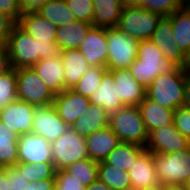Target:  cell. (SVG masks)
Segmentation results:
<instances>
[{
  "instance_id": "cell-1",
  "label": "cell",
  "mask_w": 190,
  "mask_h": 190,
  "mask_svg": "<svg viewBox=\"0 0 190 190\" xmlns=\"http://www.w3.org/2000/svg\"><path fill=\"white\" fill-rule=\"evenodd\" d=\"M6 47L11 66L15 69L32 68L41 59L56 57L60 54L56 42L38 41L17 23L12 28Z\"/></svg>"
},
{
  "instance_id": "cell-2",
  "label": "cell",
  "mask_w": 190,
  "mask_h": 190,
  "mask_svg": "<svg viewBox=\"0 0 190 190\" xmlns=\"http://www.w3.org/2000/svg\"><path fill=\"white\" fill-rule=\"evenodd\" d=\"M185 77L183 70L175 66L153 79L146 96L169 109L185 106Z\"/></svg>"
},
{
  "instance_id": "cell-3",
  "label": "cell",
  "mask_w": 190,
  "mask_h": 190,
  "mask_svg": "<svg viewBox=\"0 0 190 190\" xmlns=\"http://www.w3.org/2000/svg\"><path fill=\"white\" fill-rule=\"evenodd\" d=\"M175 65L165 59L161 50L151 40H141L137 58L128 68L133 78L146 89L158 75L168 72Z\"/></svg>"
},
{
  "instance_id": "cell-4",
  "label": "cell",
  "mask_w": 190,
  "mask_h": 190,
  "mask_svg": "<svg viewBox=\"0 0 190 190\" xmlns=\"http://www.w3.org/2000/svg\"><path fill=\"white\" fill-rule=\"evenodd\" d=\"M109 127L121 143H134L146 147L149 132L138 106H124L111 113Z\"/></svg>"
},
{
  "instance_id": "cell-5",
  "label": "cell",
  "mask_w": 190,
  "mask_h": 190,
  "mask_svg": "<svg viewBox=\"0 0 190 190\" xmlns=\"http://www.w3.org/2000/svg\"><path fill=\"white\" fill-rule=\"evenodd\" d=\"M158 180L164 185H183L190 178V147L182 152L152 153Z\"/></svg>"
},
{
  "instance_id": "cell-6",
  "label": "cell",
  "mask_w": 190,
  "mask_h": 190,
  "mask_svg": "<svg viewBox=\"0 0 190 190\" xmlns=\"http://www.w3.org/2000/svg\"><path fill=\"white\" fill-rule=\"evenodd\" d=\"M163 17L143 7L124 6L117 28L124 31L130 38L141 40L151 39L154 30Z\"/></svg>"
},
{
  "instance_id": "cell-7",
  "label": "cell",
  "mask_w": 190,
  "mask_h": 190,
  "mask_svg": "<svg viewBox=\"0 0 190 190\" xmlns=\"http://www.w3.org/2000/svg\"><path fill=\"white\" fill-rule=\"evenodd\" d=\"M107 70L128 69L137 58L140 41L117 27L107 28Z\"/></svg>"
},
{
  "instance_id": "cell-8",
  "label": "cell",
  "mask_w": 190,
  "mask_h": 190,
  "mask_svg": "<svg viewBox=\"0 0 190 190\" xmlns=\"http://www.w3.org/2000/svg\"><path fill=\"white\" fill-rule=\"evenodd\" d=\"M52 159L56 170H63L67 166L89 158L86 138L69 127V129L52 143Z\"/></svg>"
},
{
  "instance_id": "cell-9",
  "label": "cell",
  "mask_w": 190,
  "mask_h": 190,
  "mask_svg": "<svg viewBox=\"0 0 190 190\" xmlns=\"http://www.w3.org/2000/svg\"><path fill=\"white\" fill-rule=\"evenodd\" d=\"M17 99L35 106L53 103L55 94L46 86L32 68H18Z\"/></svg>"
},
{
  "instance_id": "cell-10",
  "label": "cell",
  "mask_w": 190,
  "mask_h": 190,
  "mask_svg": "<svg viewBox=\"0 0 190 190\" xmlns=\"http://www.w3.org/2000/svg\"><path fill=\"white\" fill-rule=\"evenodd\" d=\"M189 147L190 141L171 124L151 131L145 148L155 154H169Z\"/></svg>"
},
{
  "instance_id": "cell-11",
  "label": "cell",
  "mask_w": 190,
  "mask_h": 190,
  "mask_svg": "<svg viewBox=\"0 0 190 190\" xmlns=\"http://www.w3.org/2000/svg\"><path fill=\"white\" fill-rule=\"evenodd\" d=\"M35 105L16 99L0 110V122L18 136L32 132Z\"/></svg>"
},
{
  "instance_id": "cell-12",
  "label": "cell",
  "mask_w": 190,
  "mask_h": 190,
  "mask_svg": "<svg viewBox=\"0 0 190 190\" xmlns=\"http://www.w3.org/2000/svg\"><path fill=\"white\" fill-rule=\"evenodd\" d=\"M109 71L117 85V110L124 106H138L146 97L147 89L133 78L128 69Z\"/></svg>"
},
{
  "instance_id": "cell-13",
  "label": "cell",
  "mask_w": 190,
  "mask_h": 190,
  "mask_svg": "<svg viewBox=\"0 0 190 190\" xmlns=\"http://www.w3.org/2000/svg\"><path fill=\"white\" fill-rule=\"evenodd\" d=\"M68 129L69 126L59 117L53 104L35 107L32 133L40 135L52 143L65 134Z\"/></svg>"
},
{
  "instance_id": "cell-14",
  "label": "cell",
  "mask_w": 190,
  "mask_h": 190,
  "mask_svg": "<svg viewBox=\"0 0 190 190\" xmlns=\"http://www.w3.org/2000/svg\"><path fill=\"white\" fill-rule=\"evenodd\" d=\"M19 163H53L52 144L42 136L27 133L18 137Z\"/></svg>"
},
{
  "instance_id": "cell-15",
  "label": "cell",
  "mask_w": 190,
  "mask_h": 190,
  "mask_svg": "<svg viewBox=\"0 0 190 190\" xmlns=\"http://www.w3.org/2000/svg\"><path fill=\"white\" fill-rule=\"evenodd\" d=\"M52 104L62 121L71 127L89 108L91 102L89 98L74 90L65 89L61 93L55 94Z\"/></svg>"
},
{
  "instance_id": "cell-16",
  "label": "cell",
  "mask_w": 190,
  "mask_h": 190,
  "mask_svg": "<svg viewBox=\"0 0 190 190\" xmlns=\"http://www.w3.org/2000/svg\"><path fill=\"white\" fill-rule=\"evenodd\" d=\"M78 49L90 67H106L107 29L92 27Z\"/></svg>"
},
{
  "instance_id": "cell-17",
  "label": "cell",
  "mask_w": 190,
  "mask_h": 190,
  "mask_svg": "<svg viewBox=\"0 0 190 190\" xmlns=\"http://www.w3.org/2000/svg\"><path fill=\"white\" fill-rule=\"evenodd\" d=\"M151 40L161 50L165 59L181 67L184 54L176 44L171 21L167 17H163L158 23Z\"/></svg>"
},
{
  "instance_id": "cell-18",
  "label": "cell",
  "mask_w": 190,
  "mask_h": 190,
  "mask_svg": "<svg viewBox=\"0 0 190 190\" xmlns=\"http://www.w3.org/2000/svg\"><path fill=\"white\" fill-rule=\"evenodd\" d=\"M132 190H142L159 183L152 152L145 150L128 171Z\"/></svg>"
},
{
  "instance_id": "cell-19",
  "label": "cell",
  "mask_w": 190,
  "mask_h": 190,
  "mask_svg": "<svg viewBox=\"0 0 190 190\" xmlns=\"http://www.w3.org/2000/svg\"><path fill=\"white\" fill-rule=\"evenodd\" d=\"M121 142L113 130L107 126L86 137V146L91 160L102 162Z\"/></svg>"
},
{
  "instance_id": "cell-20",
  "label": "cell",
  "mask_w": 190,
  "mask_h": 190,
  "mask_svg": "<svg viewBox=\"0 0 190 190\" xmlns=\"http://www.w3.org/2000/svg\"><path fill=\"white\" fill-rule=\"evenodd\" d=\"M32 69L54 94L65 90L64 67L60 55L41 59Z\"/></svg>"
},
{
  "instance_id": "cell-21",
  "label": "cell",
  "mask_w": 190,
  "mask_h": 190,
  "mask_svg": "<svg viewBox=\"0 0 190 190\" xmlns=\"http://www.w3.org/2000/svg\"><path fill=\"white\" fill-rule=\"evenodd\" d=\"M17 24L38 41L56 42L57 27L36 11L24 12Z\"/></svg>"
},
{
  "instance_id": "cell-22",
  "label": "cell",
  "mask_w": 190,
  "mask_h": 190,
  "mask_svg": "<svg viewBox=\"0 0 190 190\" xmlns=\"http://www.w3.org/2000/svg\"><path fill=\"white\" fill-rule=\"evenodd\" d=\"M138 108L149 133L157 128L173 124L175 109L163 107L147 96L138 105Z\"/></svg>"
},
{
  "instance_id": "cell-23",
  "label": "cell",
  "mask_w": 190,
  "mask_h": 190,
  "mask_svg": "<svg viewBox=\"0 0 190 190\" xmlns=\"http://www.w3.org/2000/svg\"><path fill=\"white\" fill-rule=\"evenodd\" d=\"M64 67L65 89H72L90 67L79 49L60 50Z\"/></svg>"
},
{
  "instance_id": "cell-24",
  "label": "cell",
  "mask_w": 190,
  "mask_h": 190,
  "mask_svg": "<svg viewBox=\"0 0 190 190\" xmlns=\"http://www.w3.org/2000/svg\"><path fill=\"white\" fill-rule=\"evenodd\" d=\"M110 115L101 106L90 104L89 108L71 126L74 132L87 137L93 132L109 126Z\"/></svg>"
},
{
  "instance_id": "cell-25",
  "label": "cell",
  "mask_w": 190,
  "mask_h": 190,
  "mask_svg": "<svg viewBox=\"0 0 190 190\" xmlns=\"http://www.w3.org/2000/svg\"><path fill=\"white\" fill-rule=\"evenodd\" d=\"M94 4L93 27H117L124 5L119 0H92Z\"/></svg>"
},
{
  "instance_id": "cell-26",
  "label": "cell",
  "mask_w": 190,
  "mask_h": 190,
  "mask_svg": "<svg viewBox=\"0 0 190 190\" xmlns=\"http://www.w3.org/2000/svg\"><path fill=\"white\" fill-rule=\"evenodd\" d=\"M92 27V24L79 20L57 27L56 43L59 49H78Z\"/></svg>"
},
{
  "instance_id": "cell-27",
  "label": "cell",
  "mask_w": 190,
  "mask_h": 190,
  "mask_svg": "<svg viewBox=\"0 0 190 190\" xmlns=\"http://www.w3.org/2000/svg\"><path fill=\"white\" fill-rule=\"evenodd\" d=\"M145 150V147L134 143H120L107 156L104 162L128 172Z\"/></svg>"
},
{
  "instance_id": "cell-28",
  "label": "cell",
  "mask_w": 190,
  "mask_h": 190,
  "mask_svg": "<svg viewBox=\"0 0 190 190\" xmlns=\"http://www.w3.org/2000/svg\"><path fill=\"white\" fill-rule=\"evenodd\" d=\"M167 18L171 21L176 44L185 54L190 49V7L185 4Z\"/></svg>"
},
{
  "instance_id": "cell-29",
  "label": "cell",
  "mask_w": 190,
  "mask_h": 190,
  "mask_svg": "<svg viewBox=\"0 0 190 190\" xmlns=\"http://www.w3.org/2000/svg\"><path fill=\"white\" fill-rule=\"evenodd\" d=\"M113 76L107 70L101 80L99 88L90 96L92 104L101 106L109 115L117 110V92Z\"/></svg>"
},
{
  "instance_id": "cell-30",
  "label": "cell",
  "mask_w": 190,
  "mask_h": 190,
  "mask_svg": "<svg viewBox=\"0 0 190 190\" xmlns=\"http://www.w3.org/2000/svg\"><path fill=\"white\" fill-rule=\"evenodd\" d=\"M18 135L0 122V166L13 167L19 163Z\"/></svg>"
},
{
  "instance_id": "cell-31",
  "label": "cell",
  "mask_w": 190,
  "mask_h": 190,
  "mask_svg": "<svg viewBox=\"0 0 190 190\" xmlns=\"http://www.w3.org/2000/svg\"><path fill=\"white\" fill-rule=\"evenodd\" d=\"M36 12L50 20L56 27L69 25L76 20L65 0H49Z\"/></svg>"
},
{
  "instance_id": "cell-32",
  "label": "cell",
  "mask_w": 190,
  "mask_h": 190,
  "mask_svg": "<svg viewBox=\"0 0 190 190\" xmlns=\"http://www.w3.org/2000/svg\"><path fill=\"white\" fill-rule=\"evenodd\" d=\"M98 180L113 190H132L128 172L108 165L104 161L98 165Z\"/></svg>"
},
{
  "instance_id": "cell-33",
  "label": "cell",
  "mask_w": 190,
  "mask_h": 190,
  "mask_svg": "<svg viewBox=\"0 0 190 190\" xmlns=\"http://www.w3.org/2000/svg\"><path fill=\"white\" fill-rule=\"evenodd\" d=\"M99 162L85 158L77 161L63 170L79 181L84 187L90 186L98 180Z\"/></svg>"
},
{
  "instance_id": "cell-34",
  "label": "cell",
  "mask_w": 190,
  "mask_h": 190,
  "mask_svg": "<svg viewBox=\"0 0 190 190\" xmlns=\"http://www.w3.org/2000/svg\"><path fill=\"white\" fill-rule=\"evenodd\" d=\"M15 167L28 182H39L42 179H55L56 168L54 163H18Z\"/></svg>"
},
{
  "instance_id": "cell-35",
  "label": "cell",
  "mask_w": 190,
  "mask_h": 190,
  "mask_svg": "<svg viewBox=\"0 0 190 190\" xmlns=\"http://www.w3.org/2000/svg\"><path fill=\"white\" fill-rule=\"evenodd\" d=\"M106 71V67H89L72 90L90 98V96L99 88L102 77Z\"/></svg>"
},
{
  "instance_id": "cell-36",
  "label": "cell",
  "mask_w": 190,
  "mask_h": 190,
  "mask_svg": "<svg viewBox=\"0 0 190 190\" xmlns=\"http://www.w3.org/2000/svg\"><path fill=\"white\" fill-rule=\"evenodd\" d=\"M17 99V74L16 69L0 75V110Z\"/></svg>"
},
{
  "instance_id": "cell-37",
  "label": "cell",
  "mask_w": 190,
  "mask_h": 190,
  "mask_svg": "<svg viewBox=\"0 0 190 190\" xmlns=\"http://www.w3.org/2000/svg\"><path fill=\"white\" fill-rule=\"evenodd\" d=\"M184 5L185 3L182 0H145L141 7L162 17H169Z\"/></svg>"
},
{
  "instance_id": "cell-38",
  "label": "cell",
  "mask_w": 190,
  "mask_h": 190,
  "mask_svg": "<svg viewBox=\"0 0 190 190\" xmlns=\"http://www.w3.org/2000/svg\"><path fill=\"white\" fill-rule=\"evenodd\" d=\"M76 20L92 24L94 4L92 0H65Z\"/></svg>"
},
{
  "instance_id": "cell-39",
  "label": "cell",
  "mask_w": 190,
  "mask_h": 190,
  "mask_svg": "<svg viewBox=\"0 0 190 190\" xmlns=\"http://www.w3.org/2000/svg\"><path fill=\"white\" fill-rule=\"evenodd\" d=\"M173 124L190 141V107L181 106L174 110Z\"/></svg>"
},
{
  "instance_id": "cell-40",
  "label": "cell",
  "mask_w": 190,
  "mask_h": 190,
  "mask_svg": "<svg viewBox=\"0 0 190 190\" xmlns=\"http://www.w3.org/2000/svg\"><path fill=\"white\" fill-rule=\"evenodd\" d=\"M55 190H85V187L64 170H56Z\"/></svg>"
},
{
  "instance_id": "cell-41",
  "label": "cell",
  "mask_w": 190,
  "mask_h": 190,
  "mask_svg": "<svg viewBox=\"0 0 190 190\" xmlns=\"http://www.w3.org/2000/svg\"><path fill=\"white\" fill-rule=\"evenodd\" d=\"M0 12L9 16L16 23L24 13L20 0H0Z\"/></svg>"
},
{
  "instance_id": "cell-42",
  "label": "cell",
  "mask_w": 190,
  "mask_h": 190,
  "mask_svg": "<svg viewBox=\"0 0 190 190\" xmlns=\"http://www.w3.org/2000/svg\"><path fill=\"white\" fill-rule=\"evenodd\" d=\"M7 179L9 181V190H25L26 185L29 183L15 166L7 167Z\"/></svg>"
},
{
  "instance_id": "cell-43",
  "label": "cell",
  "mask_w": 190,
  "mask_h": 190,
  "mask_svg": "<svg viewBox=\"0 0 190 190\" xmlns=\"http://www.w3.org/2000/svg\"><path fill=\"white\" fill-rule=\"evenodd\" d=\"M16 22L4 13L0 12V46L7 44L9 35Z\"/></svg>"
},
{
  "instance_id": "cell-44",
  "label": "cell",
  "mask_w": 190,
  "mask_h": 190,
  "mask_svg": "<svg viewBox=\"0 0 190 190\" xmlns=\"http://www.w3.org/2000/svg\"><path fill=\"white\" fill-rule=\"evenodd\" d=\"M25 190H55V179H42L39 182H29Z\"/></svg>"
},
{
  "instance_id": "cell-45",
  "label": "cell",
  "mask_w": 190,
  "mask_h": 190,
  "mask_svg": "<svg viewBox=\"0 0 190 190\" xmlns=\"http://www.w3.org/2000/svg\"><path fill=\"white\" fill-rule=\"evenodd\" d=\"M12 68L6 45L0 46V75Z\"/></svg>"
},
{
  "instance_id": "cell-46",
  "label": "cell",
  "mask_w": 190,
  "mask_h": 190,
  "mask_svg": "<svg viewBox=\"0 0 190 190\" xmlns=\"http://www.w3.org/2000/svg\"><path fill=\"white\" fill-rule=\"evenodd\" d=\"M49 0H20L24 12L37 11L44 6Z\"/></svg>"
},
{
  "instance_id": "cell-47",
  "label": "cell",
  "mask_w": 190,
  "mask_h": 190,
  "mask_svg": "<svg viewBox=\"0 0 190 190\" xmlns=\"http://www.w3.org/2000/svg\"><path fill=\"white\" fill-rule=\"evenodd\" d=\"M0 190H9V181L7 179V167L0 168Z\"/></svg>"
},
{
  "instance_id": "cell-48",
  "label": "cell",
  "mask_w": 190,
  "mask_h": 190,
  "mask_svg": "<svg viewBox=\"0 0 190 190\" xmlns=\"http://www.w3.org/2000/svg\"><path fill=\"white\" fill-rule=\"evenodd\" d=\"M85 190H113L108 187L105 183L97 180L93 182L90 186L85 187Z\"/></svg>"
},
{
  "instance_id": "cell-49",
  "label": "cell",
  "mask_w": 190,
  "mask_h": 190,
  "mask_svg": "<svg viewBox=\"0 0 190 190\" xmlns=\"http://www.w3.org/2000/svg\"><path fill=\"white\" fill-rule=\"evenodd\" d=\"M185 106L190 107V73L185 77Z\"/></svg>"
},
{
  "instance_id": "cell-50",
  "label": "cell",
  "mask_w": 190,
  "mask_h": 190,
  "mask_svg": "<svg viewBox=\"0 0 190 190\" xmlns=\"http://www.w3.org/2000/svg\"><path fill=\"white\" fill-rule=\"evenodd\" d=\"M185 74L190 73V49L183 56V62L180 67Z\"/></svg>"
},
{
  "instance_id": "cell-51",
  "label": "cell",
  "mask_w": 190,
  "mask_h": 190,
  "mask_svg": "<svg viewBox=\"0 0 190 190\" xmlns=\"http://www.w3.org/2000/svg\"><path fill=\"white\" fill-rule=\"evenodd\" d=\"M124 6L141 7L145 0H119Z\"/></svg>"
},
{
  "instance_id": "cell-52",
  "label": "cell",
  "mask_w": 190,
  "mask_h": 190,
  "mask_svg": "<svg viewBox=\"0 0 190 190\" xmlns=\"http://www.w3.org/2000/svg\"><path fill=\"white\" fill-rule=\"evenodd\" d=\"M142 190H165V185L160 182Z\"/></svg>"
},
{
  "instance_id": "cell-53",
  "label": "cell",
  "mask_w": 190,
  "mask_h": 190,
  "mask_svg": "<svg viewBox=\"0 0 190 190\" xmlns=\"http://www.w3.org/2000/svg\"><path fill=\"white\" fill-rule=\"evenodd\" d=\"M165 190H184L183 185H165Z\"/></svg>"
},
{
  "instance_id": "cell-54",
  "label": "cell",
  "mask_w": 190,
  "mask_h": 190,
  "mask_svg": "<svg viewBox=\"0 0 190 190\" xmlns=\"http://www.w3.org/2000/svg\"><path fill=\"white\" fill-rule=\"evenodd\" d=\"M184 190H190V178L183 184Z\"/></svg>"
},
{
  "instance_id": "cell-55",
  "label": "cell",
  "mask_w": 190,
  "mask_h": 190,
  "mask_svg": "<svg viewBox=\"0 0 190 190\" xmlns=\"http://www.w3.org/2000/svg\"><path fill=\"white\" fill-rule=\"evenodd\" d=\"M185 4H187L190 0H182Z\"/></svg>"
}]
</instances>
